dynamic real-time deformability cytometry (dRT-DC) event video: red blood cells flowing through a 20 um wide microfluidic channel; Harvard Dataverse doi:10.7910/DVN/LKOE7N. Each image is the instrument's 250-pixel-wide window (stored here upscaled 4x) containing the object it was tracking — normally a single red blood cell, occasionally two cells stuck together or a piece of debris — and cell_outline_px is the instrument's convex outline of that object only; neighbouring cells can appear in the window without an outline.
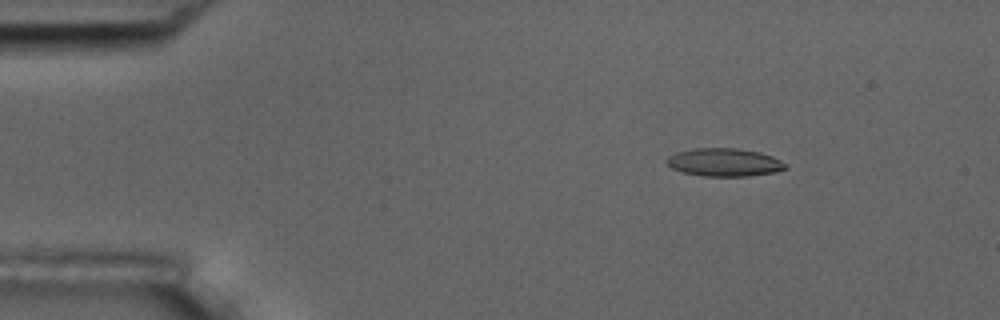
{"species": "common noctule bat (a hibernating species)", "species_latin": "Nyctalus noctula", "temperature_condition": "room temperature", "stored_images_in_passage": 4, "camera_frame_rate_fps": 3000, "um_per_image_px": 0.085, "animal": {"sex": "male", "body_mass_g": 17.5, "forearm_length_mm": 52.3}, "frame": {"image": 1, "passage_image": 2, "time_ms": 1.0, "image_size_px": [1000, 320], "cell_outline_px": [[788, 168], [776, 172], [748, 176], [700, 176], [684, 172], [672, 168], [664, 160], [668, 156], [676, 152], [692, 148], [736, 148], [760, 152], [772, 156], [788, 164]], "centroid_in_image_um": [61.57, 13.79], "position_along_channel_um": 23.4, "area_um2": 19.59}}